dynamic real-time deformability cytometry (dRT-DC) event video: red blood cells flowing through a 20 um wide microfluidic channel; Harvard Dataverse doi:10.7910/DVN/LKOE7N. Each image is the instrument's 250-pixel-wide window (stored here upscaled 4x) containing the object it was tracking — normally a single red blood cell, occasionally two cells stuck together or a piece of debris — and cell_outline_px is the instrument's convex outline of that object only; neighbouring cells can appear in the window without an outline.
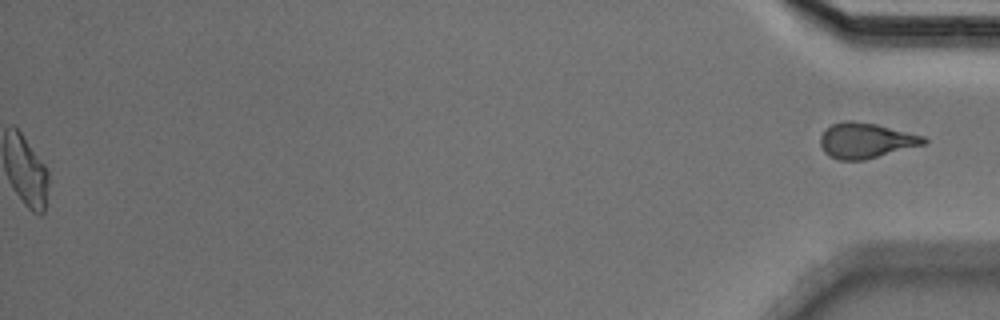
{"species": "Egyptian fruit bat (a non-hibernating species)", "species_latin": "Rousettus aegyptiacus", "temperature_condition": "cold", "stored_images_in_passage": 52, "segment_of_instrument_passage": [2, 2], "camera_frame_rate_fps": 3000, "um_per_image_px": 0.085, "animal": {"sex": "male"}, "frame": {"image": 1, "passage_image": 52, "time_ms": 17.0, "image_size_px": [1000, 320], "cell_outline_px": [[928, 144], [864, 160], [836, 160], [828, 156], [824, 152], [820, 144], [820, 136], [832, 124], [844, 120], [852, 120], [876, 124], [924, 136], [928, 140]], "centroid_in_image_um": [73.61, 11.95], "position_along_channel_um": 361.6, "area_um2": 21.5}}